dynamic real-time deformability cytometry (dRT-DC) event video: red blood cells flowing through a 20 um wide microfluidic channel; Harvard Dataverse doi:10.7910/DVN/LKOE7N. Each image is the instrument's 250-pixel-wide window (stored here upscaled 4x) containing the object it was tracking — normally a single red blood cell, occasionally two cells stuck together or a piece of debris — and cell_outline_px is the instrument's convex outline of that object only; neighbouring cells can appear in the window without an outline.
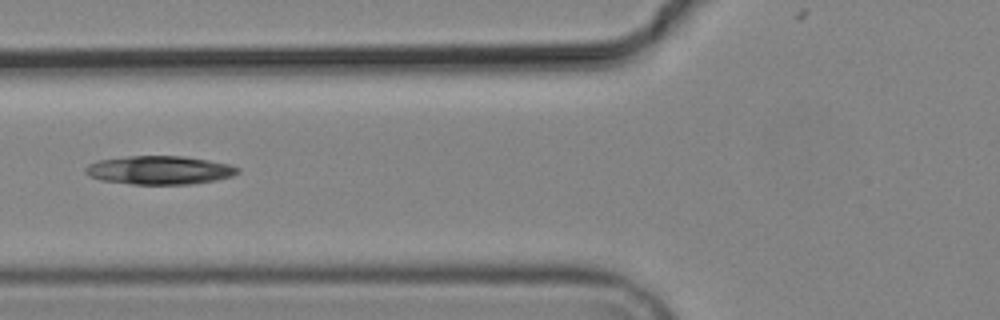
{"species": "common noctule bat (a hibernating species)", "species_latin": "Nyctalus noctula", "temperature_condition": "cold", "stored_images_in_passage": 7, "camera_frame_rate_fps": 3000, "um_per_image_px": 0.085, "animal": {"sex": "male", "body_mass_g": 19.2, "forearm_length_mm": 51.8}, "frame": {"image": 1, "passage_image": 5, "time_ms": 6.0, "image_size_px": [1000, 320], "cell_outline_px": [[240, 172], [232, 176], [216, 180], [192, 184], [132, 184], [100, 180], [88, 176], [84, 172], [84, 168], [88, 164], [96, 160], [128, 156], [184, 156], [208, 160], [228, 164], [240, 168]], "centroid_in_image_um": [13.52, 14.46], "position_along_channel_um": 112.3, "area_um2": 25.49}}
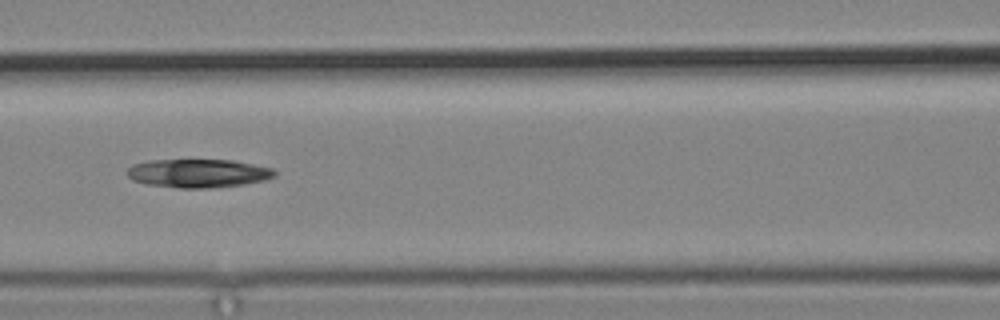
{"frame": {"image": 2, "passage_image": 6, "time_ms": 7.0, "image_size_px": [1000, 320], "cell_outline_px": [[276, 176], [264, 180], [244, 184], [208, 188], [180, 188], [148, 184], [132, 180], [128, 176], [128, 168], [132, 164], [152, 160], [232, 160], [272, 168], [276, 172]], "centroid_in_image_um": [16.85, 14.73], "position_along_channel_um": 149.8, "area_um2": 24.33}}
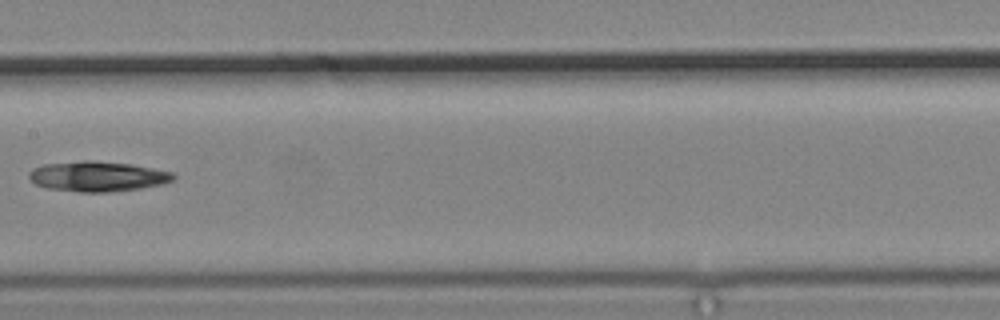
{"frame": {"image": 3, "passage_image": 7, "time_ms": 8.333, "image_size_px": [1000, 320], "cell_outline_px": [[176, 176], [172, 180], [164, 184], [140, 188], [108, 192], [80, 192], [48, 188], [36, 184], [28, 176], [28, 172], [32, 168], [44, 164], [80, 160], [92, 160], [132, 164], [172, 172]], "centroid_in_image_um": [8.28, 14.98], "position_along_channel_um": 199.1, "area_um2": 25.43}}